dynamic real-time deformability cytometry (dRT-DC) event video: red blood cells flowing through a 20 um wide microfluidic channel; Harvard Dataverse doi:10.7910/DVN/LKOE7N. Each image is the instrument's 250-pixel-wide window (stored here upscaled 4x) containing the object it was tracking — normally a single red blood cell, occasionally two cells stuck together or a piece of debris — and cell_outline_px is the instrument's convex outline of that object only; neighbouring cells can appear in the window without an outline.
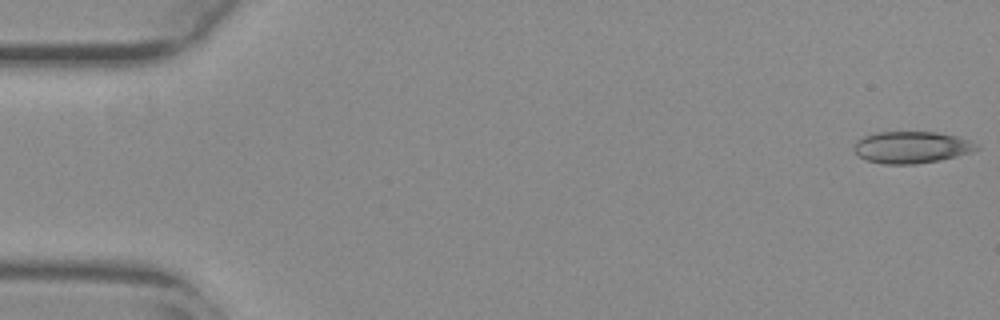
{"species": "common noctule bat (a hibernating species)", "species_latin": "Nyctalus noctula", "temperature_condition": "warm", "stored_images_in_passage": 43, "camera_frame_rate_fps": 3000, "um_per_image_px": 0.085, "animal": {"sex": "female", "body_mass_g": 29.2, "forearm_length_mm": 56.3}, "frame": {"image": 1, "passage_image": 1, "time_ms": 0.0, "image_size_px": [1000, 320], "cell_outline_px": [[980, 148], [972, 152], [940, 160], [916, 164], [884, 164], [868, 160], [860, 156], [852, 148], [856, 140], [864, 136], [876, 132], [936, 132], [960, 136], [972, 140]], "centroid_in_image_um": [77.51, 12.51], "position_along_channel_um": 7.5, "area_um2": 22.89}}
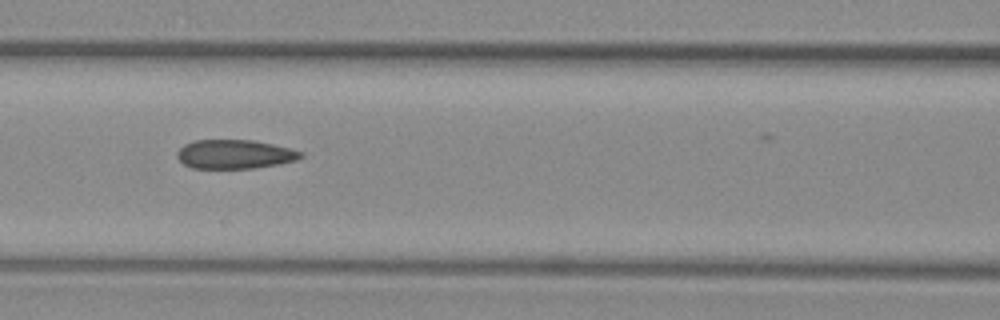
{"frame": {"image": 2, "passage_image": 24, "time_ms": 7.667, "image_size_px": [1000, 320], "cell_outline_px": [[304, 156], [296, 160], [280, 164], [256, 168], [192, 168], [184, 164], [176, 156], [176, 152], [184, 144], [192, 140], [252, 140], [272, 144], [304, 152]], "centroid_in_image_um": [19.94, 13.11], "position_along_channel_um": 146.7, "area_um2": 20.98}}
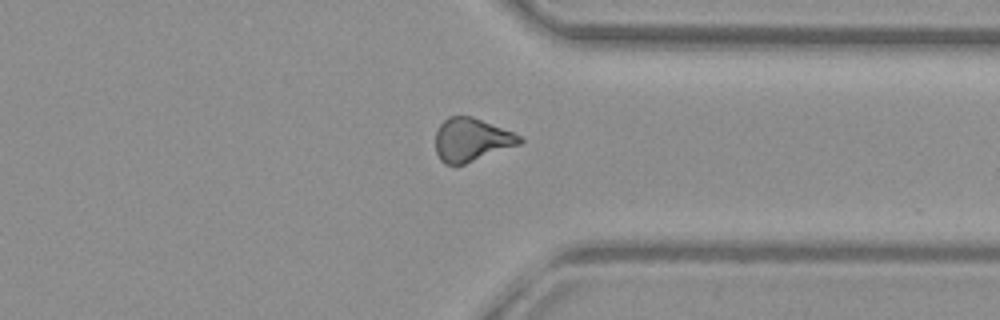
{"frame": {"image": 3, "passage_image": 42, "time_ms": 13.667, "image_size_px": [1000, 320], "cell_outline_px": [[524, 140], [520, 144], [464, 164], [444, 164], [440, 160], [436, 152], [436, 132], [440, 124], [448, 116], [472, 116], [512, 132], [520, 136]], "centroid_in_image_um": [40.05, 11.88], "position_along_channel_um": 371.4, "area_um2": 20.98}}